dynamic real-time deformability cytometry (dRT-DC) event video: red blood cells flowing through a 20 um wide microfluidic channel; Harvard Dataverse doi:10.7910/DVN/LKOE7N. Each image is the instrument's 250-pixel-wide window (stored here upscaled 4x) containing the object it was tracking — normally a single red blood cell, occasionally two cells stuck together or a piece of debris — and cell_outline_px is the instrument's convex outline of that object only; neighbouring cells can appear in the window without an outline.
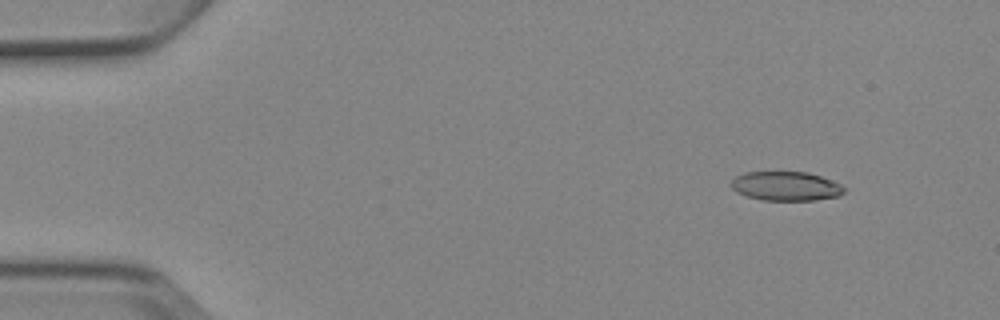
{"species": "Egyptian fruit bat (a non-hibernating species)", "species_latin": "Rousettus aegyptiacus", "temperature_condition": "cold", "stored_images_in_passage": 5, "camera_frame_rate_fps": 3000, "um_per_image_px": 0.085, "animal": {"sex": "female"}, "frame": {"image": 1, "passage_image": 2, "time_ms": 1.333, "image_size_px": [1000, 320], "cell_outline_px": [[844, 192], [840, 196], [816, 200], [760, 200], [736, 192], [732, 188], [732, 180], [736, 176], [744, 172], [808, 172], [832, 180], [840, 184], [844, 188]], "centroid_in_image_um": [66.81, 15.82], "position_along_channel_um": 18.2, "area_um2": 19.19}}
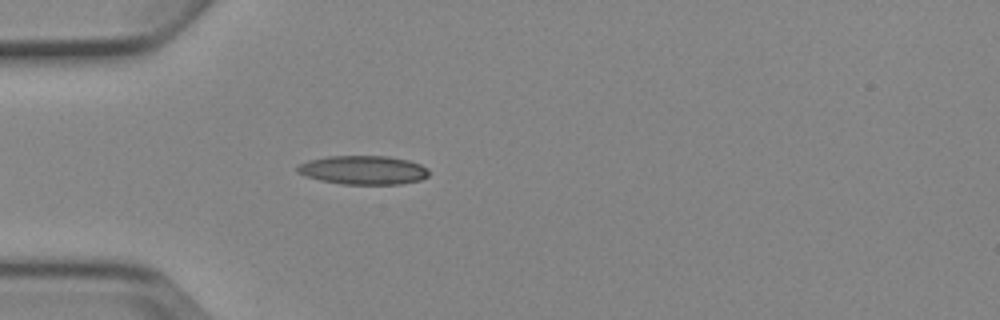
{"frame": {"image": 2, "passage_image": 5, "time_ms": 4.667, "image_size_px": [1000, 320], "cell_outline_px": [[428, 176], [420, 180], [400, 184], [344, 184], [320, 180], [304, 176], [296, 172], [296, 168], [300, 164], [308, 160], [328, 156], [388, 156], [408, 160], [420, 164], [428, 168]], "centroid_in_image_um": [30.86, 14.45], "position_along_channel_um": 54.1, "area_um2": 22.14}}